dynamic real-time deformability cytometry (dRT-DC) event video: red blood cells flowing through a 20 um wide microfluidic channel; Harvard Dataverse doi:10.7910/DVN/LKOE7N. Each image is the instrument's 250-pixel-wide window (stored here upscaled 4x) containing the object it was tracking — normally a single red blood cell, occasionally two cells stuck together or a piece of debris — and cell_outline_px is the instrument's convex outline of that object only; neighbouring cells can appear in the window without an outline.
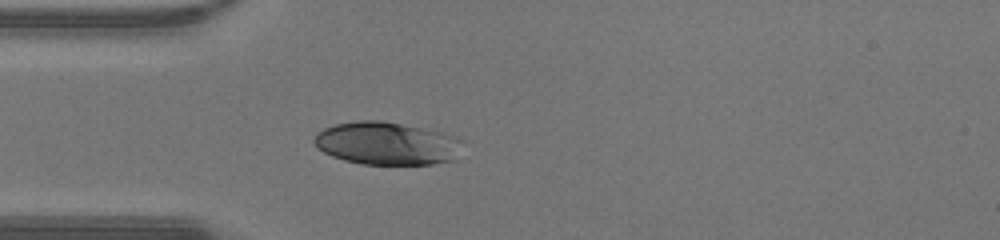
{"species": "human", "species_latin": "Homo sapiens", "temperature_condition": "warm", "stored_images_in_passage": 34, "camera_frame_rate_fps": 3000, "um_per_image_px": 0.085, "donor": {"sex": "male"}, "frame": {"image": 1, "passage_image": 1, "time_ms": 0.0, "image_size_px": [1000, 240], "cell_outline_px": [[464, 140], [456, 160], [432, 164], [360, 164], [344, 160], [332, 156], [316, 148], [312, 140], [324, 128], [336, 124], [360, 120], [380, 120], [440, 132]], "centroid_in_image_um": [32.88, 12.2], "position_along_channel_um": 52.1, "area_um2": 36.99}}
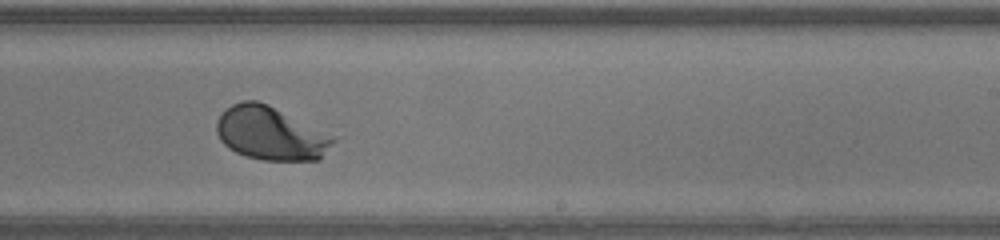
{"frame": {"image": 2, "passage_image": 16, "time_ms": 5.0, "image_size_px": [1000, 240], "cell_outline_px": [[336, 140], [320, 160], [260, 160], [236, 152], [228, 148], [220, 140], [216, 132], [216, 120], [232, 104], [240, 100], [256, 100], [268, 104], [336, 136]], "centroid_in_image_um": [23.02, 11.34], "position_along_channel_um": 266.0, "area_um2": 36.47}}
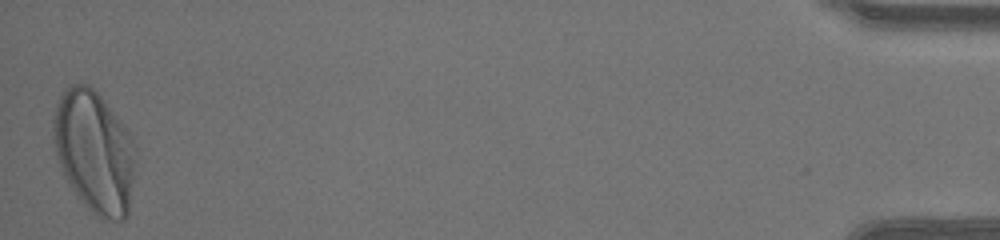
{"frame": {"image": 3, "passage_image": 34, "time_ms": 11.0, "image_size_px": [1000, 240], "cell_outline_px": [[136, 148], [128, 216], [124, 220], [100, 220], [88, 208], [68, 184], [64, 176], [56, 156], [52, 136], [52, 120], [56, 104], [64, 88], [80, 80], [88, 84], [104, 100], [120, 120], [128, 132]], "centroid_in_image_um": [7.99, 12.87], "position_along_channel_um": 427.2, "area_um2": 58.9}, "authors_computed_cell_mechanics": {"area_um2": 36.703, "velocity_mm_per_s": 4.3991, "shape_relaxation_time_tau1_ms": 1.4588, "shape_relaxation_time_tau2_ms": null, "deformation_change_tau1": 0.156, "deformation_change_tau2": null}}